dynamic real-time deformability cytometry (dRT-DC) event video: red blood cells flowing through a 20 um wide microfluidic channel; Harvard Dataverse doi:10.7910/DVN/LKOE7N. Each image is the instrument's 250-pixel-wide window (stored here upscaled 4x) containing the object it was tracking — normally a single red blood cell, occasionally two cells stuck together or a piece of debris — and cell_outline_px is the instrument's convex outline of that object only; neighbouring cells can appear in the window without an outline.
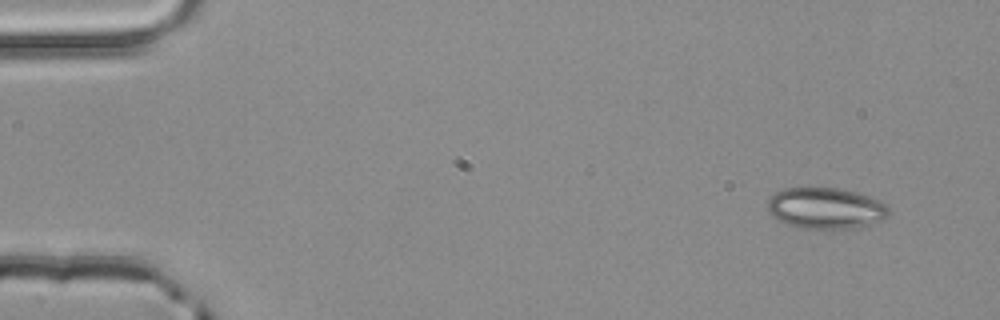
{"species": "common noctule bat (a hibernating species)", "species_latin": "Nyctalus noctula", "temperature_condition": "room temperature", "stored_images_in_passage": 4, "camera_frame_rate_fps": 3000, "um_per_image_px": 0.085, "animal": {"sex": "male", "body_mass_g": 20.4}, "frame": {"image": 1, "passage_image": 1, "time_ms": 0.0, "image_size_px": [1000, 320], "cell_outline_px": [[888, 216], [884, 220], [872, 224], [852, 228], [800, 228], [788, 224], [772, 216], [768, 212], [768, 200], [776, 192], [784, 188], [836, 188], [856, 192], [880, 200], [888, 204]], "centroid_in_image_um": [70.21, 17.7], "position_along_channel_um": 14.8, "area_um2": 29.02}}